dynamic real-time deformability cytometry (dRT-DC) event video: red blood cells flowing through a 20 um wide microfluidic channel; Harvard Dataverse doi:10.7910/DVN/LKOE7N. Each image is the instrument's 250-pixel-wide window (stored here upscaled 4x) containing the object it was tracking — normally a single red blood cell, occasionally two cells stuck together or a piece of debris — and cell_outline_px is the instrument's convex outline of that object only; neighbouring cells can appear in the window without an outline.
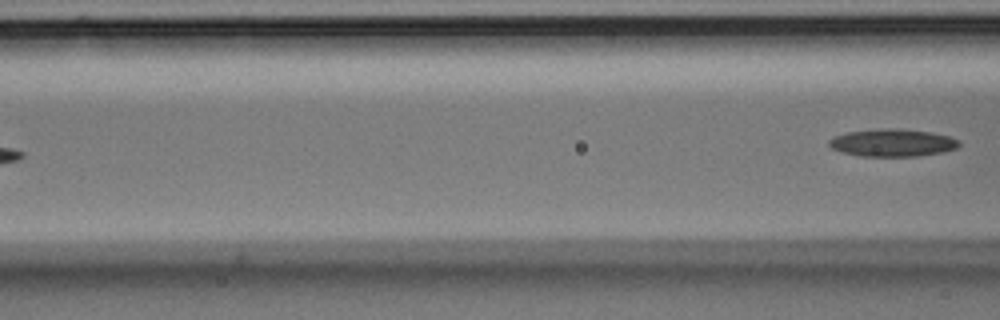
{"species": "Egyptian fruit bat (a non-hibernating species)", "species_latin": "Rousettus aegyptiacus", "temperature_condition": "room temperature", "stored_images_in_passage": 7, "segment_of_instrument_passage": [2, 2], "camera_frame_rate_fps": 3000, "um_per_image_px": 0.085, "animal": {"sex": "male"}, "frame": {"image": 1, "passage_image": 7, "time_ms": 2.0, "image_size_px": [1000, 320], "cell_outline_px": [[960, 144], [956, 148], [940, 152], [916, 156], [860, 156], [840, 152], [832, 148], [828, 144], [828, 140], [836, 136], [848, 132], [880, 128], [896, 128], [932, 132], [948, 136], [960, 140]], "centroid_in_image_um": [75.84, 12.13], "position_along_channel_um": 90.8, "area_um2": 20.81}}